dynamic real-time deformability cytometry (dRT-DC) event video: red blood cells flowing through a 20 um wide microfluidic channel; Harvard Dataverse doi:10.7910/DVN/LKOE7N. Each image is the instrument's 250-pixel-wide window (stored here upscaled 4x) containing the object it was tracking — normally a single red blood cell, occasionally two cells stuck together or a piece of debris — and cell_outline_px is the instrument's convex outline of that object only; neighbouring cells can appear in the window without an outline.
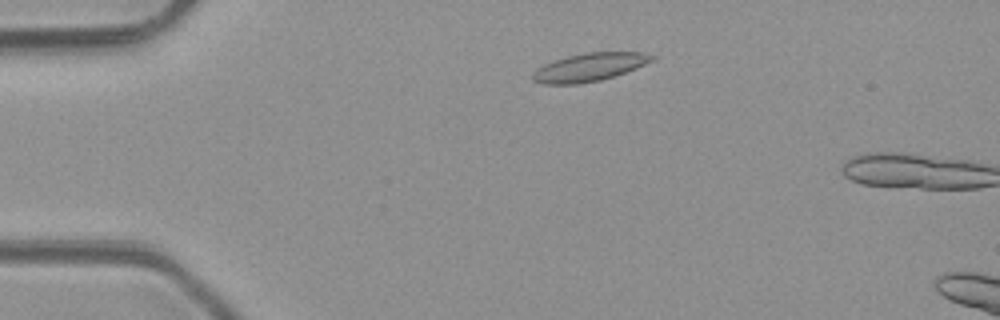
{"species": "common noctule bat (a hibernating species)", "species_latin": "Nyctalus noctula", "temperature_condition": "room temperature", "stored_images_in_passage": 3, "camera_frame_rate_fps": 3000, "um_per_image_px": 0.085, "animal": {"sex": "male", "body_mass_g": 23.1, "forearm_length_mm": 52.7}, "frame": {"image": 1, "passage_image": 2, "time_ms": 1.333, "image_size_px": [1000, 320], "cell_outline_px": [[656, 60], [636, 68], [600, 80], [576, 84], [544, 84], [532, 80], [532, 72], [536, 68], [544, 64], [568, 56], [584, 52], [640, 52], [656, 56]], "centroid_in_image_um": [50.09, 5.7], "position_along_channel_um": 34.9, "area_um2": 19.48}}